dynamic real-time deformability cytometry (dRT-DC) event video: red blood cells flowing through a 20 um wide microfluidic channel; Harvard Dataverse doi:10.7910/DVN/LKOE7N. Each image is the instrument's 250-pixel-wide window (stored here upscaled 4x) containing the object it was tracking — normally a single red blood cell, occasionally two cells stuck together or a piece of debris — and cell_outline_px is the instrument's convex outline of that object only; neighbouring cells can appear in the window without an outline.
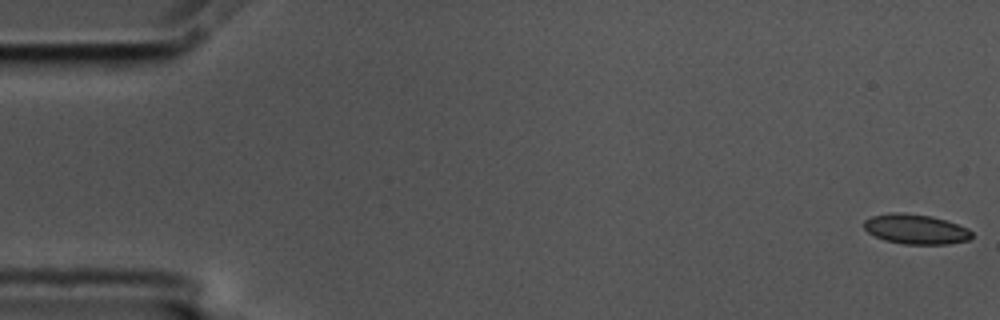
{"species": "common noctule bat (a hibernating species)", "species_latin": "Nyctalus noctula", "temperature_condition": "cold", "stored_images_in_passage": 56, "camera_frame_rate_fps": 3000, "um_per_image_px": 0.085, "animal": {"sex": "male", "body_mass_g": 17.5, "forearm_length_mm": 52.3}, "frame": {"image": 1, "passage_image": 1, "time_ms": 0.0, "image_size_px": [1000, 320], "cell_outline_px": [[972, 236], [968, 240], [948, 244], [904, 244], [884, 240], [868, 232], [864, 228], [864, 220], [872, 216], [892, 212], [904, 212], [932, 216], [968, 228], [972, 232]], "centroid_in_image_um": [77.82, 19.47], "position_along_channel_um": 7.2, "area_um2": 18.73}}
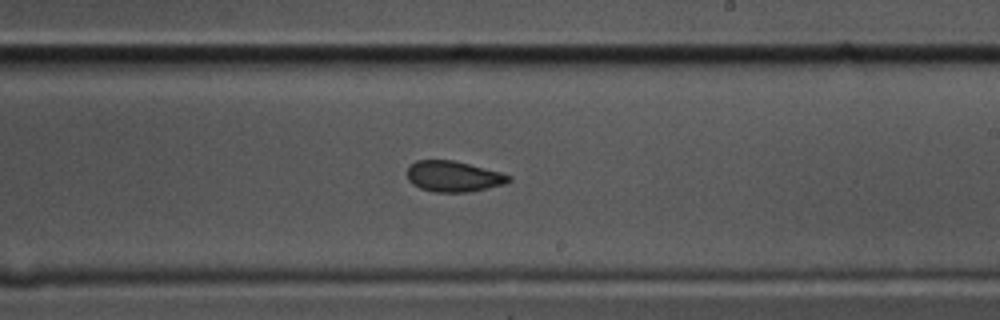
{"frame": {"image": 2, "passage_image": 33, "time_ms": 10.667, "image_size_px": [1000, 320], "cell_outline_px": [[512, 180], [504, 184], [488, 188], [468, 192], [436, 192], [420, 188], [412, 184], [408, 180], [408, 164], [416, 160], [452, 160], [500, 172], [512, 176]], "centroid_in_image_um": [38.53, 14.99], "position_along_channel_um": 250.5, "area_um2": 18.21}}
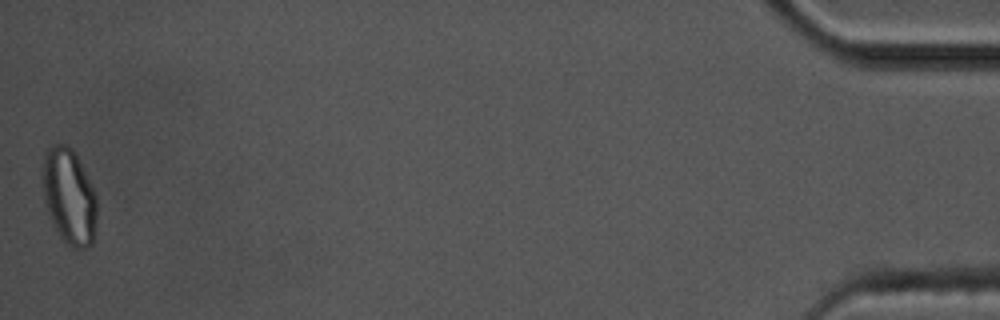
{"frame": {"image": 3, "passage_image": 56, "time_ms": 18.333, "image_size_px": [1000, 320], "cell_outline_px": [[96, 220], [92, 244], [88, 248], [72, 248], [60, 236], [56, 228], [44, 200], [40, 184], [40, 172], [44, 152], [52, 144], [64, 144], [72, 148], [76, 152], [96, 196]], "centroid_in_image_um": [5.83, 16.63], "position_along_channel_um": 429.4, "area_um2": 30.63}, "authors_computed_cell_mechanics": {"area_um2": 19.1029, "velocity_mm_per_s": 3.5837, "shape_relaxation_time_tau1_ms": null, "shape_relaxation_time_tau2_ms": 2.5363, "deformation_change_tau1": null, "deformation_change_tau2": 0.0826}}